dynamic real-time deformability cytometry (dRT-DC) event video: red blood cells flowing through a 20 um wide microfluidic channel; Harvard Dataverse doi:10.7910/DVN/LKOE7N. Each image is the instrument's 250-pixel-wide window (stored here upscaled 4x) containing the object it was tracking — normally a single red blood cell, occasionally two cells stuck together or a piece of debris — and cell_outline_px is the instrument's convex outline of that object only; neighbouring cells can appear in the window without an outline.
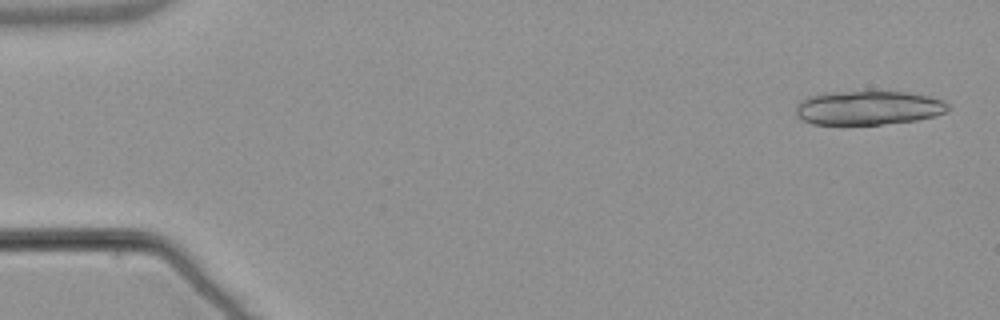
{"species": "common noctule bat (a hibernating species)", "species_latin": "Nyctalus noctula", "temperature_condition": "warm", "stored_images_in_passage": 19, "camera_frame_rate_fps": 3000, "um_per_image_px": 0.085, "animal": {"sex": "male", "body_mass_g": 21.5, "forearm_length_mm": 52.0}, "frame": {"image": 1, "passage_image": 2, "time_ms": 0.333, "image_size_px": [1000, 320], "cell_outline_px": [[952, 108], [948, 112], [936, 116], [916, 120], [880, 124], [812, 124], [796, 116], [796, 104], [800, 100], [824, 92], [908, 92], [928, 96], [944, 100]], "centroid_in_image_um": [73.84, 9.16], "position_along_channel_um": 11.2, "area_um2": 30.29}}
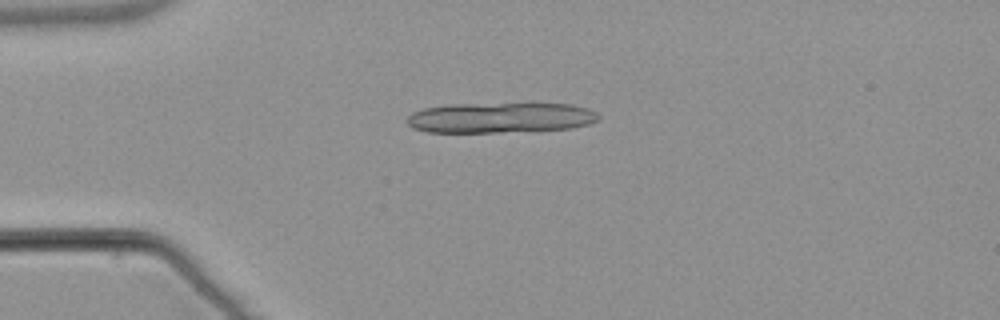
{"frame": {"image": 2, "passage_image": 13, "time_ms": 4.0, "image_size_px": [1000, 320], "cell_outline_px": [[600, 120], [588, 124], [572, 128], [500, 132], [428, 132], [412, 128], [408, 124], [408, 116], [412, 112], [424, 108], [452, 104], [572, 104], [588, 108], [596, 112], [600, 116]], "centroid_in_image_um": [42.55, 10.0], "position_along_channel_um": 42.5, "area_um2": 33.76}}